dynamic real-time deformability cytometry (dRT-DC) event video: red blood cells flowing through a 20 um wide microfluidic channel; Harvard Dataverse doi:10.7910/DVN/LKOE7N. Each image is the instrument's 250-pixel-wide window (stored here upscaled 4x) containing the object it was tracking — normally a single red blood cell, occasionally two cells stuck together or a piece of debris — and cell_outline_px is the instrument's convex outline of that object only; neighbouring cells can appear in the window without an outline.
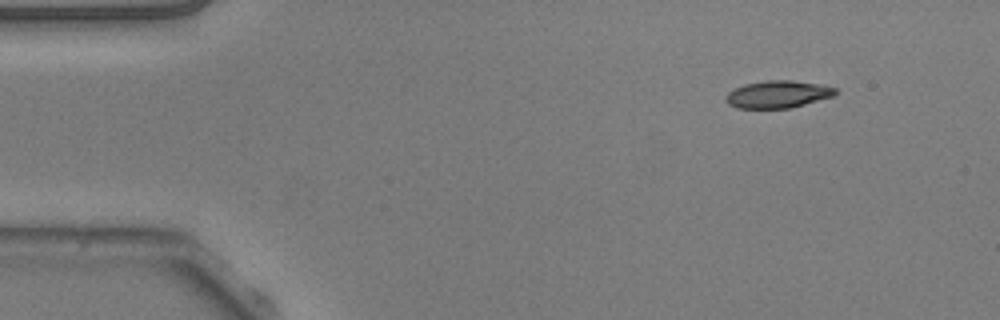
{"species": "common noctule bat (a hibernating species)", "species_latin": "Nyctalus noctula", "temperature_condition": "warm", "stored_images_in_passage": 10, "camera_frame_rate_fps": 3000, "um_per_image_px": 0.085, "animal": {"sex": "male", "body_mass_g": 20.5, "forearm_length_mm": 52.5}, "frame": {"image": 1, "passage_image": 1, "time_ms": 0.0, "image_size_px": [1000, 320], "cell_outline_px": [[836, 96], [788, 108], [736, 108], [728, 104], [724, 100], [724, 96], [728, 92], [744, 84], [764, 80], [792, 80], [820, 84], [836, 88]], "centroid_in_image_um": [66.1, 8.01], "position_along_channel_um": 18.9, "area_um2": 17.57}}